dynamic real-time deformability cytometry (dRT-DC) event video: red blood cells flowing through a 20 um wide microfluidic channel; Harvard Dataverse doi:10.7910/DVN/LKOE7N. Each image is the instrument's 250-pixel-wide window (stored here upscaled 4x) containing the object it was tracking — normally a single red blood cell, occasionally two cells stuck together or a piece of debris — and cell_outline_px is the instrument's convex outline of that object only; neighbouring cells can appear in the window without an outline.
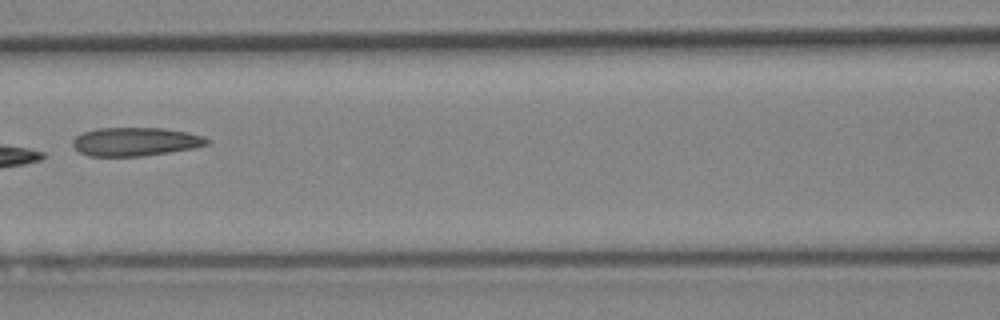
{"species": "Egyptian fruit bat (a non-hibernating species)", "species_latin": "Rousettus aegyptiacus", "temperature_condition": "cold", "stored_images_in_passage": 8, "camera_frame_rate_fps": 3000, "um_per_image_px": 0.085, "animal": {"sex": "female"}, "frame": {"image": 1, "passage_image": 6, "time_ms": 6.0, "image_size_px": [1000, 320], "cell_outline_px": [[212, 140], [208, 144], [192, 148], [168, 152], [140, 156], [88, 156], [80, 152], [72, 144], [72, 140], [76, 136], [84, 132], [96, 128], [164, 128], [188, 132], [204, 136]], "centroid_in_image_um": [11.52, 12.03], "position_along_channel_um": 155.1, "area_um2": 22.31}}
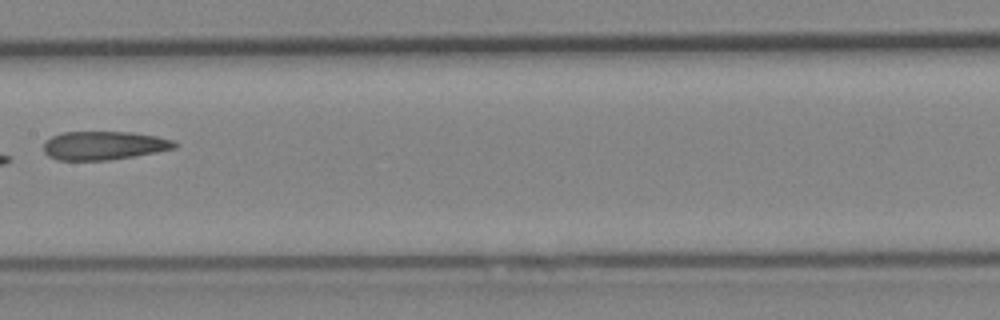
{"frame": {"image": 2, "passage_image": 7, "time_ms": 7.0, "image_size_px": [1000, 320], "cell_outline_px": [[180, 144], [176, 148], [156, 152], [108, 160], [56, 160], [48, 156], [44, 152], [44, 140], [52, 136], [64, 132], [132, 132], [156, 136], [176, 140]], "centroid_in_image_um": [8.85, 12.36], "position_along_channel_um": 198.6, "area_um2": 21.96}}
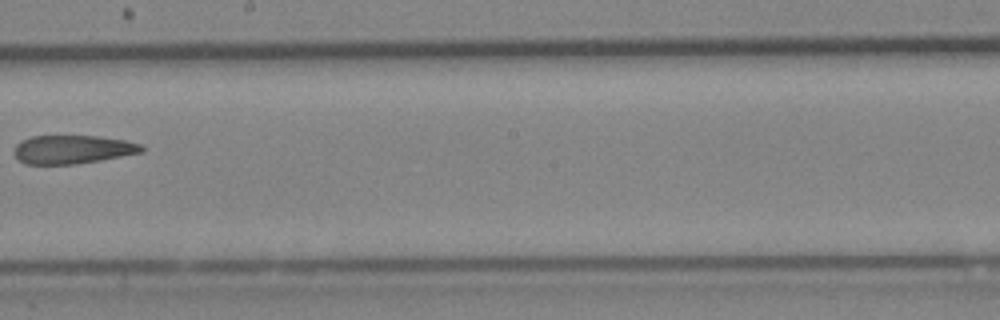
{"frame": {"image": 3, "passage_image": 8, "time_ms": 8.0, "image_size_px": [1000, 320], "cell_outline_px": [[144, 152], [100, 160], [76, 164], [24, 164], [12, 152], [16, 144], [20, 140], [32, 136], [96, 136], [128, 140], [140, 144], [144, 148]], "centroid_in_image_um": [6.16, 12.7], "position_along_channel_um": 242.0, "area_um2": 21.33}}